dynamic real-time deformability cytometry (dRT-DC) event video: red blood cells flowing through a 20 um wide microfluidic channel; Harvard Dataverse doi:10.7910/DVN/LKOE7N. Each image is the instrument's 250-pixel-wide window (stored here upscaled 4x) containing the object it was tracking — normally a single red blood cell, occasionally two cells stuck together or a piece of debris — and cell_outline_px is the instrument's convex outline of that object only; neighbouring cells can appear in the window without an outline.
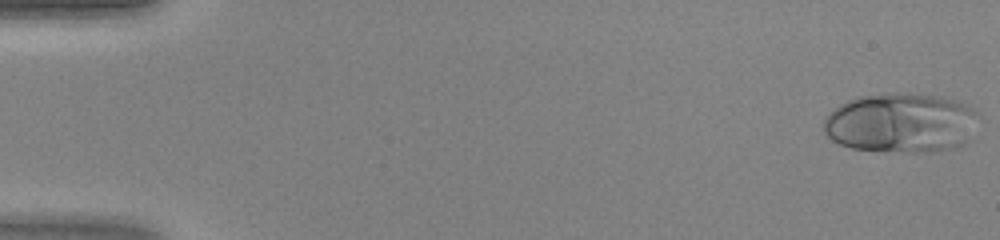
{"species": "human", "species_latin": "Homo sapiens", "temperature_condition": "warm", "stored_images_in_passage": 46, "camera_frame_rate_fps": 3000, "um_per_image_px": 0.085, "donor": {"sex": "female"}, "frame": {"image": 1, "passage_image": 1, "time_ms": 0.0, "image_size_px": [1000, 240], "cell_outline_px": [[976, 112], [964, 144], [956, 148], [936, 152], [908, 152], [852, 148], [840, 144], [832, 140], [824, 132], [824, 116], [840, 104], [848, 100], [860, 96], [884, 92], [908, 92], [940, 96], [956, 100], [968, 104]], "centroid_in_image_um": [76.52, 10.42], "position_along_channel_um": 8.5, "area_um2": 53.87}}
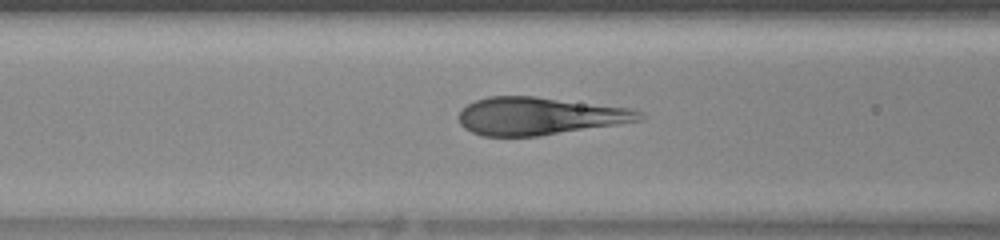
{"frame": {"image": 2, "passage_image": 19, "time_ms": 6.0, "image_size_px": [1000, 240], "cell_outline_px": [[648, 116], [640, 120], [616, 124], [540, 136], [484, 136], [472, 132], [464, 128], [460, 124], [456, 116], [468, 104], [476, 100], [488, 96], [536, 96], [632, 108], [644, 112]], "centroid_in_image_um": [45.85, 9.86], "position_along_channel_um": 120.7, "area_um2": 39.82}}
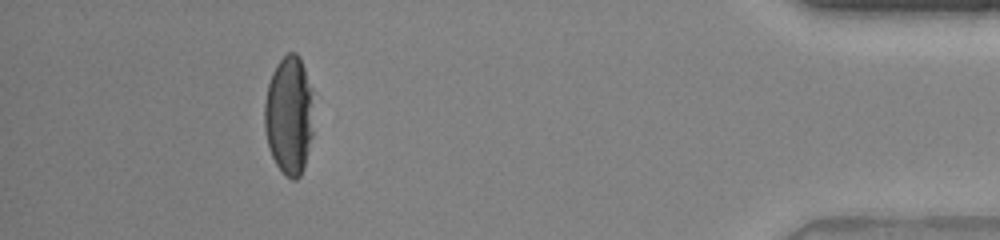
{"frame": {"image": 3, "passage_image": 42, "time_ms": 13.667, "image_size_px": [1000, 240], "cell_outline_px": [[312, 136], [304, 168], [300, 176], [296, 180], [292, 180], [284, 176], [276, 164], [268, 148], [264, 128], [264, 104], [268, 84], [272, 72], [276, 64], [288, 52], [296, 52], [300, 56], [312, 88]], "centroid_in_image_um": [24.56, 9.81], "position_along_channel_um": 410.6, "area_um2": 34.45}}